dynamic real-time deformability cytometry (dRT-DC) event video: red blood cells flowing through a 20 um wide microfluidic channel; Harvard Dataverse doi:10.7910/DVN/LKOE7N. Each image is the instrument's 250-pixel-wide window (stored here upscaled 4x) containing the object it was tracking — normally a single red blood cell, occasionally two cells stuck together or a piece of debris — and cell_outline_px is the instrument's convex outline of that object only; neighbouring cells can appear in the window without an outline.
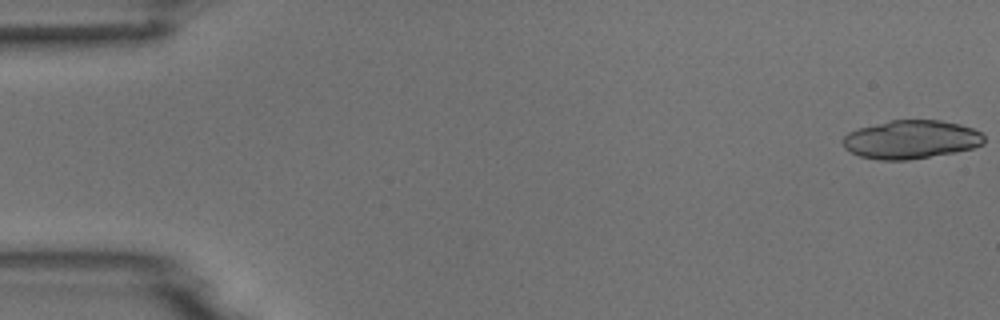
{"species": "common noctule bat (a hibernating species)", "species_latin": "Nyctalus noctula", "temperature_condition": "room temperature", "stored_images_in_passage": 5, "camera_frame_rate_fps": 3000, "um_per_image_px": 0.085, "animal": {"sex": "male", "body_mass_g": 18.8}, "frame": {"image": 1, "passage_image": 1, "time_ms": 0.0, "image_size_px": [1000, 320], "cell_outline_px": [[984, 144], [972, 148], [956, 152], [908, 160], [880, 160], [860, 156], [844, 148], [840, 140], [848, 132], [860, 128], [892, 120], [940, 120], [960, 124], [972, 128], [980, 132], [984, 136]], "centroid_in_image_um": [77.44, 11.86], "position_along_channel_um": 7.6, "area_um2": 31.67}}